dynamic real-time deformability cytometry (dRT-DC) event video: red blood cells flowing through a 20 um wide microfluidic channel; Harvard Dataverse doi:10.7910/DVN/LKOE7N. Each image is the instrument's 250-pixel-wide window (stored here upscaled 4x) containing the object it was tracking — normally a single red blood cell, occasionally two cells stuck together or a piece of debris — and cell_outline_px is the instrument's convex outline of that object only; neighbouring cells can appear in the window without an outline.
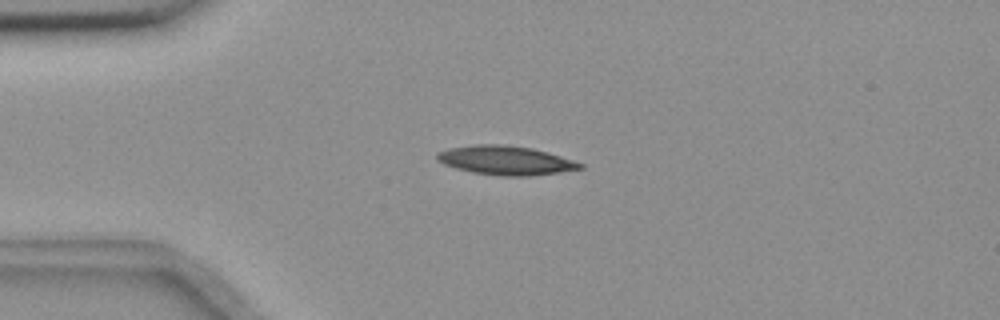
{"species": "common noctule bat (a hibernating species)", "species_latin": "Nyctalus noctula", "temperature_condition": "room temperature", "stored_images_in_passage": 43, "camera_frame_rate_fps": 3000, "um_per_image_px": 0.085, "animal": {"sex": "female", "body_mass_g": 18.4}, "frame": {"image": 1, "passage_image": 1, "time_ms": 0.0, "image_size_px": [1000, 320], "cell_outline_px": [[584, 168], [560, 172], [528, 176], [500, 176], [472, 172], [456, 168], [444, 164], [436, 160], [436, 152], [448, 148], [476, 144], [504, 144], [532, 148], [548, 152], [584, 164]], "centroid_in_image_um": [42.95, 13.62], "position_along_channel_um": 42.0, "area_um2": 24.28}}
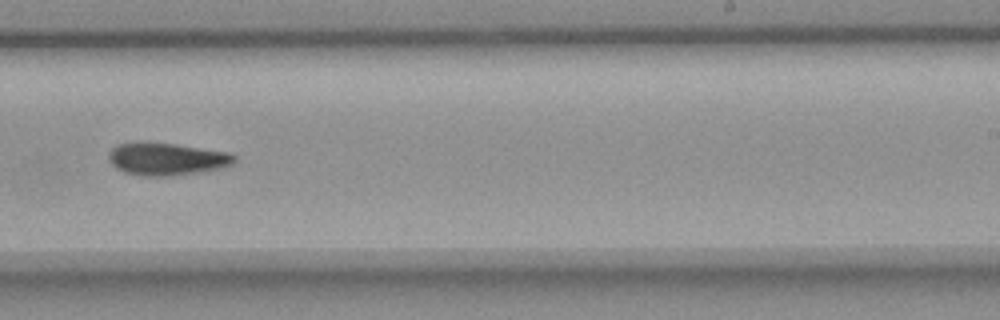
{"frame": {"image": 2, "passage_image": 22, "time_ms": 7.0, "image_size_px": [1000, 320], "cell_outline_px": [[236, 160], [232, 164], [224, 168], [200, 172], [172, 176], [140, 176], [124, 172], [116, 168], [108, 160], [108, 152], [116, 144], [172, 144], [228, 152], [236, 156]], "centroid_in_image_um": [14.19, 13.55], "position_along_channel_um": 274.8, "area_um2": 23.47}}
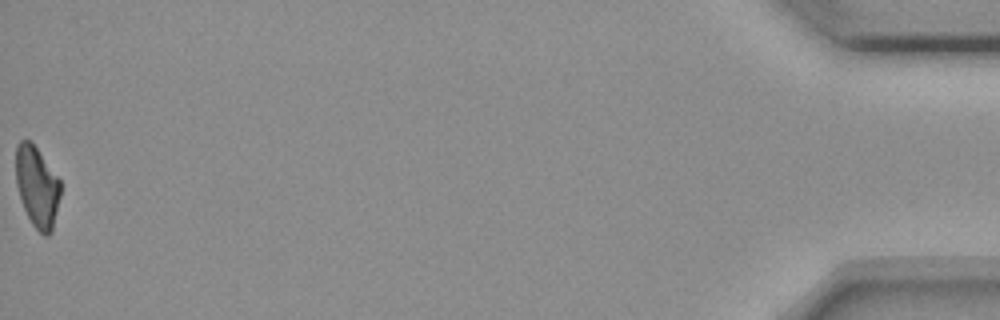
{"frame": {"image": 3, "passage_image": 43, "time_ms": 14.0, "image_size_px": [1000, 320], "cell_outline_px": [[60, 196], [52, 232], [48, 236], [44, 236], [32, 224], [24, 208], [16, 184], [16, 144], [20, 140], [32, 140], [60, 180]], "centroid_in_image_um": [3.15, 15.85], "position_along_channel_um": 432.0, "area_um2": 21.1}}